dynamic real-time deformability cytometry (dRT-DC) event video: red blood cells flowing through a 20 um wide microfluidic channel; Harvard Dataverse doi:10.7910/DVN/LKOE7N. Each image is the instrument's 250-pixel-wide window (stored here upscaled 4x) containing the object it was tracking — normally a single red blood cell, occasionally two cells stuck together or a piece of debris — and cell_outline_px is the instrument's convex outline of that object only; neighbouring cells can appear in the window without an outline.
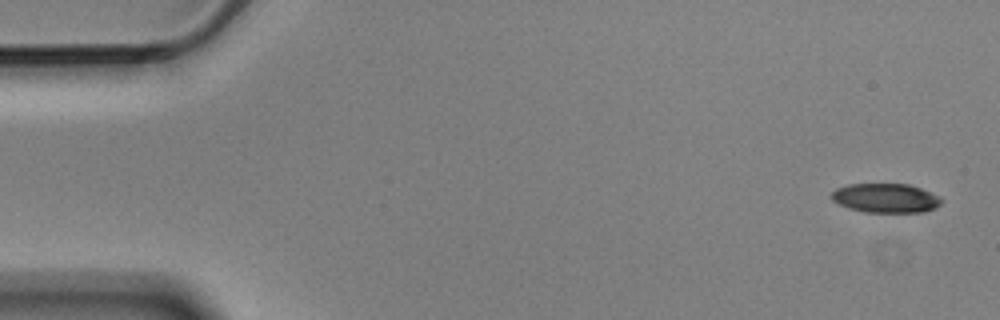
{"species": "Egyptian fruit bat (a non-hibernating species)", "species_latin": "Rousettus aegyptiacus", "temperature_condition": "cold", "stored_images_in_passage": 6, "camera_frame_rate_fps": 3000, "um_per_image_px": 0.085, "animal": {"sex": "male"}, "frame": {"image": 1, "passage_image": 1, "time_ms": 0.0, "image_size_px": [1000, 320], "cell_outline_px": [[944, 200], [936, 208], [924, 212], [864, 212], [848, 208], [832, 200], [832, 192], [836, 188], [848, 184], [908, 184], [920, 188], [940, 196]], "centroid_in_image_um": [75.31, 16.84], "position_along_channel_um": 9.7, "area_um2": 18.79}}
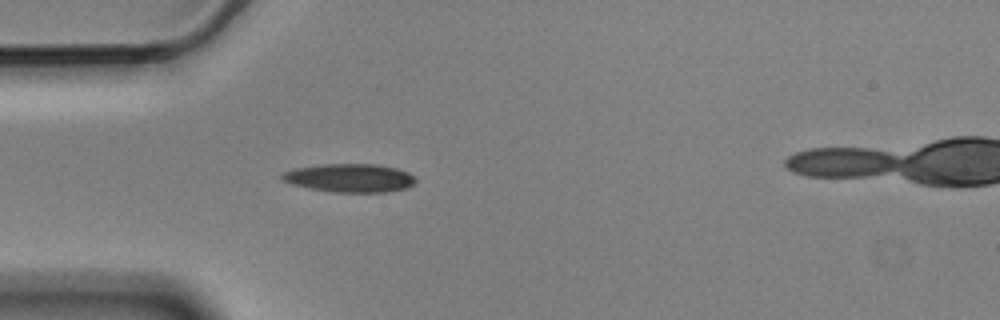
{"frame": {"image": 2, "passage_image": 5, "time_ms": 1.333, "image_size_px": [1000, 320], "cell_outline_px": [[416, 180], [408, 188], [384, 192], [332, 192], [308, 188], [292, 184], [280, 180], [280, 176], [284, 172], [296, 168], [324, 164], [376, 164], [396, 168], [408, 172], [416, 176]], "centroid_in_image_um": [29.74, 15.13], "position_along_channel_um": 55.3, "area_um2": 22.2}}